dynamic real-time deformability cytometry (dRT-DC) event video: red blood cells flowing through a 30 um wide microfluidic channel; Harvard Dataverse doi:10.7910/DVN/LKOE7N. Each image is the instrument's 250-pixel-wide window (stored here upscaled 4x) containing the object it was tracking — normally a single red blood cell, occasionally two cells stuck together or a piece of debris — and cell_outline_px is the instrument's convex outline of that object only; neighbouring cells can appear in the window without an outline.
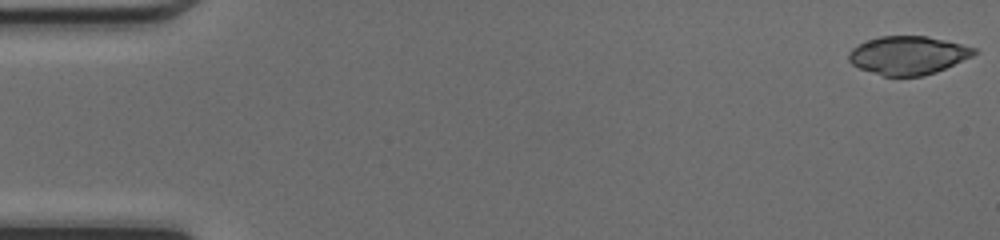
{"species": "common noctule bat (a hibernating species)", "species_latin": "Nyctalus noctula", "temperature_condition": "cold", "stored_images_in_passage": 48, "camera_frame_rate_fps": 3000, "um_per_image_px": 0.085, "animal": {"sex": "female", "body_mass_g": 17.0, "forearm_length_mm": 48.0}, "frame": {"image": 1, "passage_image": 1, "time_ms": 0.0, "image_size_px": [1000, 240], "cell_outline_px": [[980, 52], [972, 56], [936, 72], [924, 76], [884, 76], [860, 68], [852, 64], [848, 60], [848, 52], [852, 48], [868, 40], [880, 36], [928, 36], [976, 48]], "centroid_in_image_um": [77.19, 4.7], "position_along_channel_um": 7.8, "area_um2": 27.92}}
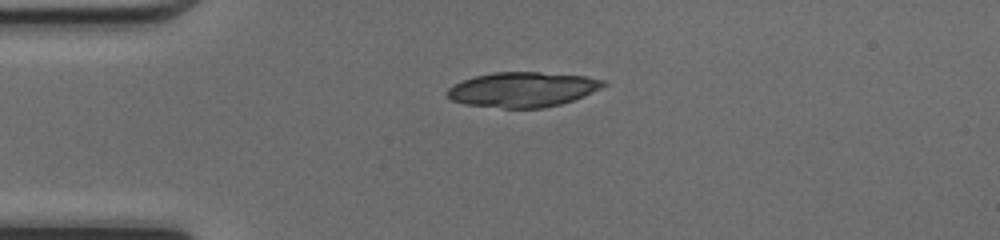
{"frame": {"image": 2, "passage_image": 12, "time_ms": 3.667, "image_size_px": [1000, 240], "cell_outline_px": [[608, 84], [584, 96], [560, 104], [544, 108], [504, 108], [464, 104], [452, 100], [444, 92], [448, 88], [464, 80], [476, 76], [492, 72], [540, 72], [584, 76], [608, 80]], "centroid_in_image_um": [44.44, 7.61], "position_along_channel_um": 40.6, "area_um2": 31.79}}